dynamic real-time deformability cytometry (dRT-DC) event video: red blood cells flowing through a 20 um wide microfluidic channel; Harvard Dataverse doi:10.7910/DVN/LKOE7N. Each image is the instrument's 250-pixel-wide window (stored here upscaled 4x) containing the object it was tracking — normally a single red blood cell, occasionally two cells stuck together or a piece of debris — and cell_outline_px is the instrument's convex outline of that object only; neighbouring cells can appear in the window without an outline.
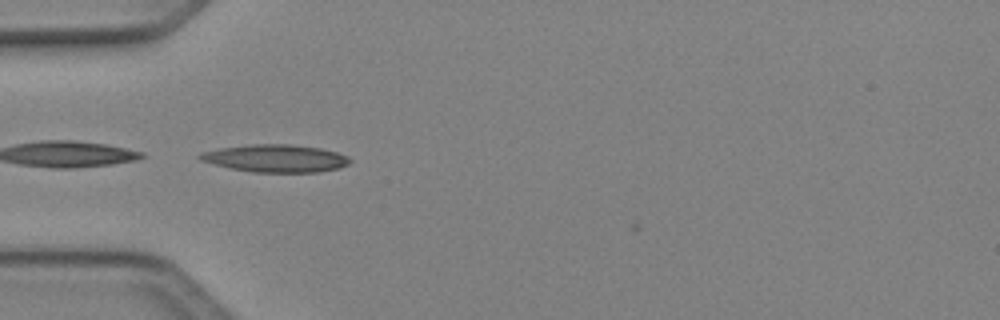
{"species": "Egyptian fruit bat (a non-hibernating species)", "species_latin": "Rousettus aegyptiacus", "temperature_condition": "cold", "stored_images_in_passage": 7, "camera_frame_rate_fps": 3000, "um_per_image_px": 0.085, "animal": {"sex": "female"}, "frame": {"image": 1, "passage_image": 1, "time_ms": 0.0, "image_size_px": [1000, 320], "cell_outline_px": [[352, 160], [348, 164], [340, 168], [320, 172], [252, 172], [232, 168], [200, 160], [196, 156], [200, 152], [220, 148], [252, 144], [288, 144], [320, 148], [336, 152], [348, 156]], "centroid_in_image_um": [23.44, 13.46], "position_along_channel_um": 61.6, "area_um2": 24.04}}
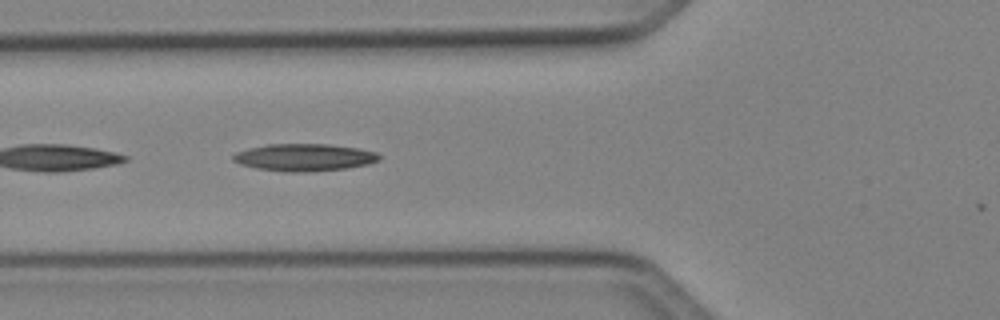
{"frame": {"image": 2, "passage_image": 4, "time_ms": 1.0, "image_size_px": [1000, 320], "cell_outline_px": [[380, 160], [368, 164], [348, 168], [296, 172], [284, 172], [256, 168], [240, 164], [232, 160], [232, 156], [236, 152], [248, 148], [268, 144], [328, 144], [356, 148], [376, 152], [380, 156]], "centroid_in_image_um": [25.84, 13.37], "position_along_channel_um": 100.0, "area_um2": 23.12}}